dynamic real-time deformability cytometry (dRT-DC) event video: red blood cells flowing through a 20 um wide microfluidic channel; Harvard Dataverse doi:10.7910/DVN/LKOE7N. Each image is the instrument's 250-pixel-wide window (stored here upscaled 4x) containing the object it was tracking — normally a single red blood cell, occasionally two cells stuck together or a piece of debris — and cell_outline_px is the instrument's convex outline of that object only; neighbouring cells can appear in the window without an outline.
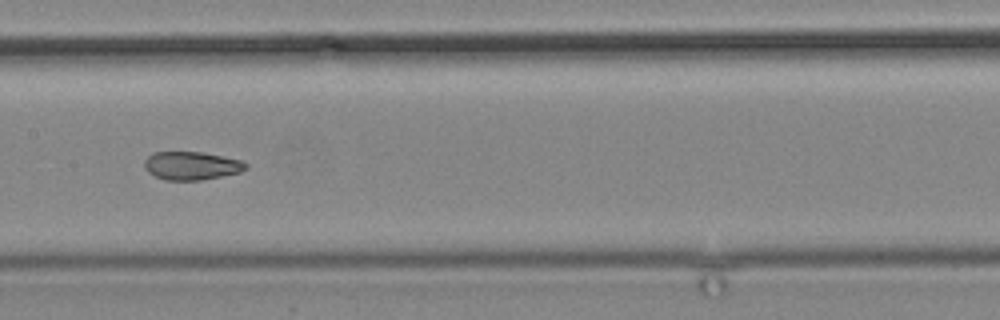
{"species": "common noctule bat (a hibernating species)", "species_latin": "Nyctalus noctula", "temperature_condition": "cold", "stored_images_in_passage": 13, "camera_frame_rate_fps": 3000, "um_per_image_px": 0.085, "animal": {"sex": "male", "body_mass_g": 19.2, "forearm_length_mm": 51.8}, "frame": {"image": 1, "passage_image": 13, "time_ms": 15.0, "image_size_px": [1000, 320], "cell_outline_px": [[248, 168], [240, 172], [200, 180], [164, 180], [148, 172], [144, 168], [144, 160], [152, 152], [200, 152], [240, 160], [248, 164]], "centroid_in_image_um": [16.24, 14.08], "position_along_channel_um": 191.2, "area_um2": 16.59}}